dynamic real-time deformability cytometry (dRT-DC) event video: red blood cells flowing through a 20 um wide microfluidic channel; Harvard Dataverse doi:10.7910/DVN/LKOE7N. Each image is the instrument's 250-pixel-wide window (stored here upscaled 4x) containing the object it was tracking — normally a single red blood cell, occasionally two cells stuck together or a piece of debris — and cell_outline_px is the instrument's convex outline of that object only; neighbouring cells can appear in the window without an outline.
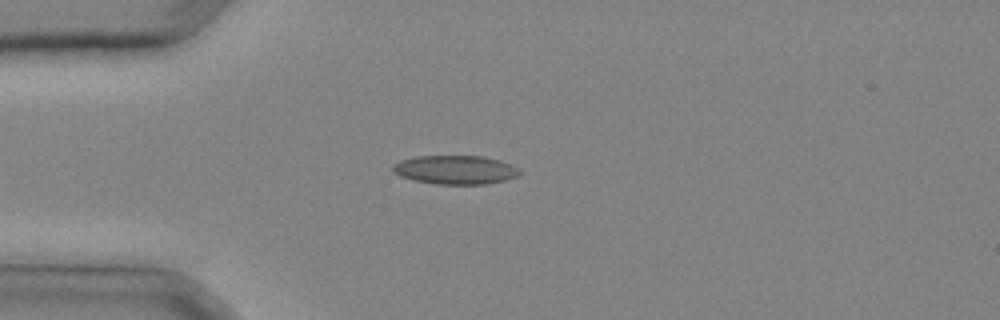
{"species": "common noctule bat (a hibernating species)", "species_latin": "Nyctalus noctula", "temperature_condition": "cold", "stored_images_in_passage": 30, "camera_frame_rate_fps": 3000, "um_per_image_px": 0.085, "animal": {"sex": "male", "body_mass_g": 20.4}, "frame": {"image": 1, "passage_image": 7, "time_ms": 2.0, "image_size_px": [1000, 320], "cell_outline_px": [[520, 176], [504, 180], [484, 184], [436, 184], [416, 180], [400, 176], [392, 172], [392, 164], [400, 160], [416, 156], [484, 156], [500, 160], [512, 164], [520, 168]], "centroid_in_image_um": [38.72, 14.42], "position_along_channel_um": 46.3, "area_um2": 21.44}}
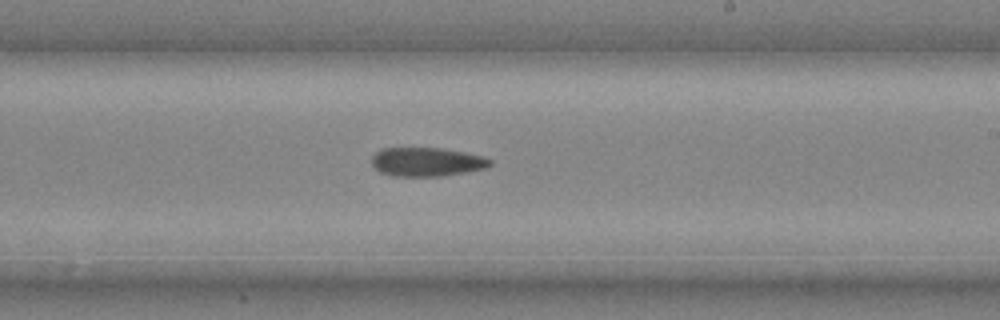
{"frame": {"image": 2, "passage_image": 18, "time_ms": 5.667, "image_size_px": [1000, 320], "cell_outline_px": [[492, 164], [484, 168], [444, 176], [392, 176], [380, 172], [372, 164], [372, 156], [380, 148], [440, 148], [464, 152], [484, 156], [492, 160]], "centroid_in_image_um": [36.26, 13.76], "position_along_channel_um": 252.7, "area_um2": 19.88}}
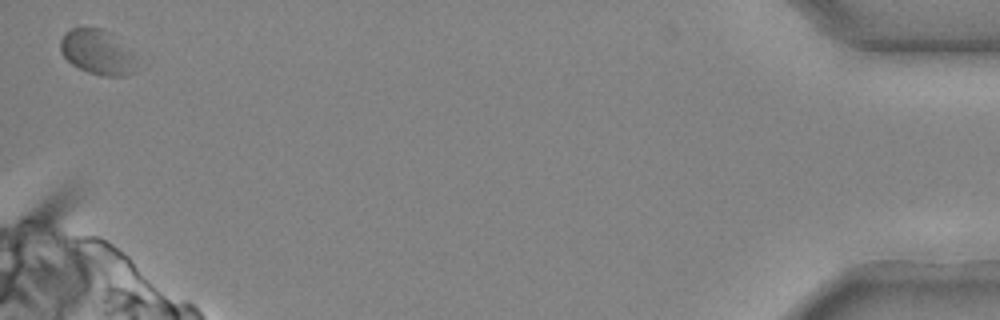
{"frame": {"image": 3, "passage_image": 30, "time_ms": 9.667, "image_size_px": [1000, 320], "cell_outline_px": [[152, 56], [148, 64], [144, 68], [124, 76], [104, 76], [88, 72], [72, 64], [60, 52], [60, 40], [64, 32], [68, 28], [104, 28], [112, 32]], "centroid_in_image_um": [8.68, 4.44], "position_along_channel_um": 426.5, "area_um2": 22.83}}